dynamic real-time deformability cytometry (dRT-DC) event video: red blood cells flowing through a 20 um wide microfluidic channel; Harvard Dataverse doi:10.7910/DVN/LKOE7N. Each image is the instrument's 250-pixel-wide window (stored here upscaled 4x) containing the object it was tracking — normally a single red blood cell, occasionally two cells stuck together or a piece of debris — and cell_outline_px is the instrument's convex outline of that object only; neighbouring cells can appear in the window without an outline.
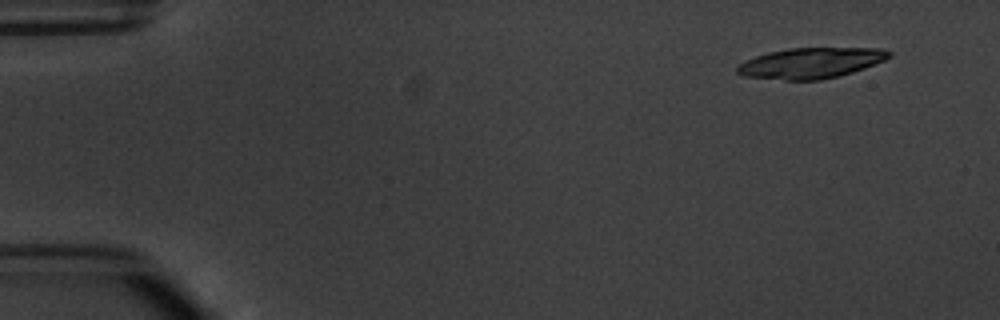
{"species": "common noctule bat (a hibernating species)", "species_latin": "Nyctalus noctula", "temperature_condition": "warm", "stored_images_in_passage": 4, "camera_frame_rate_fps": 3000, "um_per_image_px": 0.085, "animal": {"sex": "male", "body_mass_g": 20.1, "forearm_length_mm": 53.5}, "frame": {"image": 1, "passage_image": 1, "time_ms": 0.0, "image_size_px": [1000, 320], "cell_outline_px": [[892, 56], [884, 60], [864, 68], [840, 76], [820, 80], [784, 80], [744, 76], [736, 72], [736, 68], [744, 60], [768, 52], [788, 48], [880, 48], [892, 52]], "centroid_in_image_um": [68.92, 5.35], "position_along_channel_um": 16.1, "area_um2": 27.11}}